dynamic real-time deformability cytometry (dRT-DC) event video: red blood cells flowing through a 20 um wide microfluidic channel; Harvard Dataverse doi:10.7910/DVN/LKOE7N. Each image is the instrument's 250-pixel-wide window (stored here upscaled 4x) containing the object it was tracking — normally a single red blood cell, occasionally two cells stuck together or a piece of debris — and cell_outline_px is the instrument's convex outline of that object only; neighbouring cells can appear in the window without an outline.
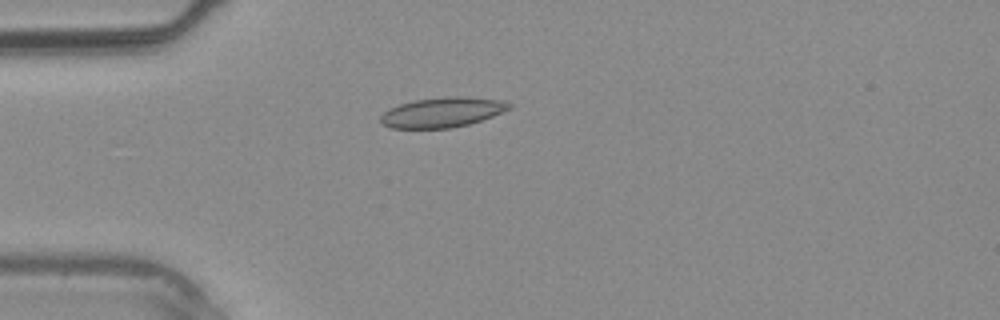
{"species": "common noctule bat (a hibernating species)", "species_latin": "Nyctalus noctula", "temperature_condition": "warm", "stored_images_in_passage": 1, "camera_frame_rate_fps": 3000, "um_per_image_px": 0.085, "animal": {"sex": "male", "body_mass_g": 20.4}, "frame": {"image": 1, "passage_image": 1, "time_ms": 0.0, "image_size_px": [1000, 320], "cell_outline_px": [[512, 108], [492, 116], [468, 124], [452, 128], [392, 128], [380, 124], [380, 116], [388, 108], [412, 100], [444, 96], [460, 96], [500, 100], [512, 104]], "centroid_in_image_um": [37.55, 9.54], "position_along_channel_um": 47.4, "area_um2": 22.54}}